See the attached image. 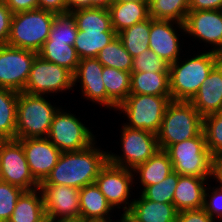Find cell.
<instances>
[{"label":"cell","mask_w":222,"mask_h":222,"mask_svg":"<svg viewBox=\"0 0 222 222\" xmlns=\"http://www.w3.org/2000/svg\"><path fill=\"white\" fill-rule=\"evenodd\" d=\"M84 221L85 219L82 216L48 219V222H84Z\"/></svg>","instance_id":"c3c4849f"},{"label":"cell","mask_w":222,"mask_h":222,"mask_svg":"<svg viewBox=\"0 0 222 222\" xmlns=\"http://www.w3.org/2000/svg\"><path fill=\"white\" fill-rule=\"evenodd\" d=\"M84 222H117L113 220H85Z\"/></svg>","instance_id":"f5cc1de1"},{"label":"cell","mask_w":222,"mask_h":222,"mask_svg":"<svg viewBox=\"0 0 222 222\" xmlns=\"http://www.w3.org/2000/svg\"><path fill=\"white\" fill-rule=\"evenodd\" d=\"M77 32V25L71 12L55 14L46 41H60L66 42L67 45H74Z\"/></svg>","instance_id":"e575fe53"},{"label":"cell","mask_w":222,"mask_h":222,"mask_svg":"<svg viewBox=\"0 0 222 222\" xmlns=\"http://www.w3.org/2000/svg\"><path fill=\"white\" fill-rule=\"evenodd\" d=\"M195 54L185 55L186 59L182 54L176 62L169 65L170 94L173 101H190L219 62L220 54L209 49L202 52L199 50Z\"/></svg>","instance_id":"7a4b0ae2"},{"label":"cell","mask_w":222,"mask_h":222,"mask_svg":"<svg viewBox=\"0 0 222 222\" xmlns=\"http://www.w3.org/2000/svg\"><path fill=\"white\" fill-rule=\"evenodd\" d=\"M134 182L132 169L114 166L109 162L100 170L95 180V184L112 208L122 209L121 214H127L132 206L134 199L130 198Z\"/></svg>","instance_id":"8fae6325"},{"label":"cell","mask_w":222,"mask_h":222,"mask_svg":"<svg viewBox=\"0 0 222 222\" xmlns=\"http://www.w3.org/2000/svg\"><path fill=\"white\" fill-rule=\"evenodd\" d=\"M102 71L103 65L96 58L80 59L73 74L74 87L80 83L83 99L115 111L118 106L107 96Z\"/></svg>","instance_id":"2e32d148"},{"label":"cell","mask_w":222,"mask_h":222,"mask_svg":"<svg viewBox=\"0 0 222 222\" xmlns=\"http://www.w3.org/2000/svg\"><path fill=\"white\" fill-rule=\"evenodd\" d=\"M96 143L97 140L80 151L62 152L55 167L39 185H65L81 189L95 183L100 170L108 162V150L104 151Z\"/></svg>","instance_id":"6da1fadb"},{"label":"cell","mask_w":222,"mask_h":222,"mask_svg":"<svg viewBox=\"0 0 222 222\" xmlns=\"http://www.w3.org/2000/svg\"><path fill=\"white\" fill-rule=\"evenodd\" d=\"M203 129V117L190 101H171L157 136L160 150L184 140L196 137Z\"/></svg>","instance_id":"3957f363"},{"label":"cell","mask_w":222,"mask_h":222,"mask_svg":"<svg viewBox=\"0 0 222 222\" xmlns=\"http://www.w3.org/2000/svg\"><path fill=\"white\" fill-rule=\"evenodd\" d=\"M189 10H222V0H190Z\"/></svg>","instance_id":"bcb514c9"},{"label":"cell","mask_w":222,"mask_h":222,"mask_svg":"<svg viewBox=\"0 0 222 222\" xmlns=\"http://www.w3.org/2000/svg\"><path fill=\"white\" fill-rule=\"evenodd\" d=\"M68 12H72L81 8H91V0H67Z\"/></svg>","instance_id":"7dc6e473"},{"label":"cell","mask_w":222,"mask_h":222,"mask_svg":"<svg viewBox=\"0 0 222 222\" xmlns=\"http://www.w3.org/2000/svg\"><path fill=\"white\" fill-rule=\"evenodd\" d=\"M96 59L105 67L116 68L125 72H131L132 69L133 58L124 48L118 36L99 51Z\"/></svg>","instance_id":"836d02e7"},{"label":"cell","mask_w":222,"mask_h":222,"mask_svg":"<svg viewBox=\"0 0 222 222\" xmlns=\"http://www.w3.org/2000/svg\"><path fill=\"white\" fill-rule=\"evenodd\" d=\"M190 102L202 117L222 111V65L219 62Z\"/></svg>","instance_id":"d6986e66"},{"label":"cell","mask_w":222,"mask_h":222,"mask_svg":"<svg viewBox=\"0 0 222 222\" xmlns=\"http://www.w3.org/2000/svg\"><path fill=\"white\" fill-rule=\"evenodd\" d=\"M68 111V112H67ZM72 114L61 107L55 113L47 138L61 151H80L88 148L96 141V135Z\"/></svg>","instance_id":"ba28073f"},{"label":"cell","mask_w":222,"mask_h":222,"mask_svg":"<svg viewBox=\"0 0 222 222\" xmlns=\"http://www.w3.org/2000/svg\"><path fill=\"white\" fill-rule=\"evenodd\" d=\"M109 11L112 27L117 34L150 18L148 2H112Z\"/></svg>","instance_id":"cb8c5ba5"},{"label":"cell","mask_w":222,"mask_h":222,"mask_svg":"<svg viewBox=\"0 0 222 222\" xmlns=\"http://www.w3.org/2000/svg\"><path fill=\"white\" fill-rule=\"evenodd\" d=\"M38 8L56 14L68 12L67 0H38Z\"/></svg>","instance_id":"7bdbcfd3"},{"label":"cell","mask_w":222,"mask_h":222,"mask_svg":"<svg viewBox=\"0 0 222 222\" xmlns=\"http://www.w3.org/2000/svg\"><path fill=\"white\" fill-rule=\"evenodd\" d=\"M19 93L0 87V136L16 139V113Z\"/></svg>","instance_id":"f1b7e54d"},{"label":"cell","mask_w":222,"mask_h":222,"mask_svg":"<svg viewBox=\"0 0 222 222\" xmlns=\"http://www.w3.org/2000/svg\"><path fill=\"white\" fill-rule=\"evenodd\" d=\"M47 219L80 216L79 189L65 185H39Z\"/></svg>","instance_id":"ac0fdd59"},{"label":"cell","mask_w":222,"mask_h":222,"mask_svg":"<svg viewBox=\"0 0 222 222\" xmlns=\"http://www.w3.org/2000/svg\"><path fill=\"white\" fill-rule=\"evenodd\" d=\"M169 72V64L154 51L146 49L133 58L131 72Z\"/></svg>","instance_id":"74e56055"},{"label":"cell","mask_w":222,"mask_h":222,"mask_svg":"<svg viewBox=\"0 0 222 222\" xmlns=\"http://www.w3.org/2000/svg\"><path fill=\"white\" fill-rule=\"evenodd\" d=\"M48 95L19 93L16 113V139L46 138L55 113L61 107L52 105ZM57 106V107H56Z\"/></svg>","instance_id":"277c9868"},{"label":"cell","mask_w":222,"mask_h":222,"mask_svg":"<svg viewBox=\"0 0 222 222\" xmlns=\"http://www.w3.org/2000/svg\"><path fill=\"white\" fill-rule=\"evenodd\" d=\"M12 13L29 11L38 8V0H3Z\"/></svg>","instance_id":"ee69618b"},{"label":"cell","mask_w":222,"mask_h":222,"mask_svg":"<svg viewBox=\"0 0 222 222\" xmlns=\"http://www.w3.org/2000/svg\"><path fill=\"white\" fill-rule=\"evenodd\" d=\"M0 180L24 191L39 188L32 176L22 144L17 140H4L0 144Z\"/></svg>","instance_id":"7c38bea8"},{"label":"cell","mask_w":222,"mask_h":222,"mask_svg":"<svg viewBox=\"0 0 222 222\" xmlns=\"http://www.w3.org/2000/svg\"><path fill=\"white\" fill-rule=\"evenodd\" d=\"M190 0H149V17L155 20H172L184 23Z\"/></svg>","instance_id":"1f68e13d"},{"label":"cell","mask_w":222,"mask_h":222,"mask_svg":"<svg viewBox=\"0 0 222 222\" xmlns=\"http://www.w3.org/2000/svg\"><path fill=\"white\" fill-rule=\"evenodd\" d=\"M219 63L222 65V54H220Z\"/></svg>","instance_id":"db71d44e"},{"label":"cell","mask_w":222,"mask_h":222,"mask_svg":"<svg viewBox=\"0 0 222 222\" xmlns=\"http://www.w3.org/2000/svg\"><path fill=\"white\" fill-rule=\"evenodd\" d=\"M24 190L0 180V222H8Z\"/></svg>","instance_id":"f35d334b"},{"label":"cell","mask_w":222,"mask_h":222,"mask_svg":"<svg viewBox=\"0 0 222 222\" xmlns=\"http://www.w3.org/2000/svg\"><path fill=\"white\" fill-rule=\"evenodd\" d=\"M173 164L169 159V155L164 150H158L146 162L137 165L133 169L134 184H141L140 191L149 185L157 184L172 173Z\"/></svg>","instance_id":"7402d4cb"},{"label":"cell","mask_w":222,"mask_h":222,"mask_svg":"<svg viewBox=\"0 0 222 222\" xmlns=\"http://www.w3.org/2000/svg\"><path fill=\"white\" fill-rule=\"evenodd\" d=\"M55 14L40 8L14 13L7 45L38 53L48 39Z\"/></svg>","instance_id":"5b68a950"},{"label":"cell","mask_w":222,"mask_h":222,"mask_svg":"<svg viewBox=\"0 0 222 222\" xmlns=\"http://www.w3.org/2000/svg\"><path fill=\"white\" fill-rule=\"evenodd\" d=\"M4 141V139L0 136V144Z\"/></svg>","instance_id":"11a10c76"},{"label":"cell","mask_w":222,"mask_h":222,"mask_svg":"<svg viewBox=\"0 0 222 222\" xmlns=\"http://www.w3.org/2000/svg\"><path fill=\"white\" fill-rule=\"evenodd\" d=\"M208 181H210V178L179 175L173 196L175 209L179 212L203 208L204 194Z\"/></svg>","instance_id":"ffe728a7"},{"label":"cell","mask_w":222,"mask_h":222,"mask_svg":"<svg viewBox=\"0 0 222 222\" xmlns=\"http://www.w3.org/2000/svg\"><path fill=\"white\" fill-rule=\"evenodd\" d=\"M165 152L179 175L210 178L212 155L203 130L196 137L169 146Z\"/></svg>","instance_id":"52a82bcc"},{"label":"cell","mask_w":222,"mask_h":222,"mask_svg":"<svg viewBox=\"0 0 222 222\" xmlns=\"http://www.w3.org/2000/svg\"><path fill=\"white\" fill-rule=\"evenodd\" d=\"M134 198L127 215L135 222H176L178 211L174 204L160 203L144 198Z\"/></svg>","instance_id":"44dd1931"},{"label":"cell","mask_w":222,"mask_h":222,"mask_svg":"<svg viewBox=\"0 0 222 222\" xmlns=\"http://www.w3.org/2000/svg\"><path fill=\"white\" fill-rule=\"evenodd\" d=\"M46 218L40 188L23 191L8 222H42Z\"/></svg>","instance_id":"d4e9b609"},{"label":"cell","mask_w":222,"mask_h":222,"mask_svg":"<svg viewBox=\"0 0 222 222\" xmlns=\"http://www.w3.org/2000/svg\"><path fill=\"white\" fill-rule=\"evenodd\" d=\"M17 140L23 146L32 176L40 184L55 167L62 152L47 137Z\"/></svg>","instance_id":"e0dca14e"},{"label":"cell","mask_w":222,"mask_h":222,"mask_svg":"<svg viewBox=\"0 0 222 222\" xmlns=\"http://www.w3.org/2000/svg\"><path fill=\"white\" fill-rule=\"evenodd\" d=\"M120 129L122 154H114L109 151L108 162L110 164L133 170L159 150L156 134L147 130L131 129L123 124Z\"/></svg>","instance_id":"9c48e42d"},{"label":"cell","mask_w":222,"mask_h":222,"mask_svg":"<svg viewBox=\"0 0 222 222\" xmlns=\"http://www.w3.org/2000/svg\"><path fill=\"white\" fill-rule=\"evenodd\" d=\"M212 179L216 181V184L219 183L218 187L222 188V152L212 155L210 182Z\"/></svg>","instance_id":"f6af8a7d"},{"label":"cell","mask_w":222,"mask_h":222,"mask_svg":"<svg viewBox=\"0 0 222 222\" xmlns=\"http://www.w3.org/2000/svg\"><path fill=\"white\" fill-rule=\"evenodd\" d=\"M178 180L179 174L173 171L161 182L144 187L138 194L148 200L173 204L174 191Z\"/></svg>","instance_id":"d590c367"},{"label":"cell","mask_w":222,"mask_h":222,"mask_svg":"<svg viewBox=\"0 0 222 222\" xmlns=\"http://www.w3.org/2000/svg\"><path fill=\"white\" fill-rule=\"evenodd\" d=\"M38 55L48 62L66 68L73 74L80 61L74 46L60 41H45Z\"/></svg>","instance_id":"83f0119b"},{"label":"cell","mask_w":222,"mask_h":222,"mask_svg":"<svg viewBox=\"0 0 222 222\" xmlns=\"http://www.w3.org/2000/svg\"><path fill=\"white\" fill-rule=\"evenodd\" d=\"M73 73L64 67L42 59L39 55L34 59L24 93L32 95L59 94L73 91ZM63 91V92H62ZM51 94V95H50Z\"/></svg>","instance_id":"30bf717a"},{"label":"cell","mask_w":222,"mask_h":222,"mask_svg":"<svg viewBox=\"0 0 222 222\" xmlns=\"http://www.w3.org/2000/svg\"><path fill=\"white\" fill-rule=\"evenodd\" d=\"M117 33L115 31H81L78 30L74 48L79 59L96 58L99 51L108 45Z\"/></svg>","instance_id":"4316f807"},{"label":"cell","mask_w":222,"mask_h":222,"mask_svg":"<svg viewBox=\"0 0 222 222\" xmlns=\"http://www.w3.org/2000/svg\"><path fill=\"white\" fill-rule=\"evenodd\" d=\"M211 185L208 183V186H206L203 209L214 220H222V188L216 185L212 187Z\"/></svg>","instance_id":"ab89813d"},{"label":"cell","mask_w":222,"mask_h":222,"mask_svg":"<svg viewBox=\"0 0 222 222\" xmlns=\"http://www.w3.org/2000/svg\"><path fill=\"white\" fill-rule=\"evenodd\" d=\"M113 0H91V8H106L109 9Z\"/></svg>","instance_id":"681fc988"},{"label":"cell","mask_w":222,"mask_h":222,"mask_svg":"<svg viewBox=\"0 0 222 222\" xmlns=\"http://www.w3.org/2000/svg\"><path fill=\"white\" fill-rule=\"evenodd\" d=\"M42 222H48V219L47 218H45Z\"/></svg>","instance_id":"9f6ffc18"},{"label":"cell","mask_w":222,"mask_h":222,"mask_svg":"<svg viewBox=\"0 0 222 222\" xmlns=\"http://www.w3.org/2000/svg\"><path fill=\"white\" fill-rule=\"evenodd\" d=\"M113 2H149V0H113Z\"/></svg>","instance_id":"816d5d0a"},{"label":"cell","mask_w":222,"mask_h":222,"mask_svg":"<svg viewBox=\"0 0 222 222\" xmlns=\"http://www.w3.org/2000/svg\"><path fill=\"white\" fill-rule=\"evenodd\" d=\"M130 94L171 96L169 72H131Z\"/></svg>","instance_id":"484cf974"},{"label":"cell","mask_w":222,"mask_h":222,"mask_svg":"<svg viewBox=\"0 0 222 222\" xmlns=\"http://www.w3.org/2000/svg\"><path fill=\"white\" fill-rule=\"evenodd\" d=\"M12 11L0 0V46L6 45L11 27Z\"/></svg>","instance_id":"60d3db41"},{"label":"cell","mask_w":222,"mask_h":222,"mask_svg":"<svg viewBox=\"0 0 222 222\" xmlns=\"http://www.w3.org/2000/svg\"><path fill=\"white\" fill-rule=\"evenodd\" d=\"M203 132L211 155L222 152V111L203 117Z\"/></svg>","instance_id":"8d00e7d4"},{"label":"cell","mask_w":222,"mask_h":222,"mask_svg":"<svg viewBox=\"0 0 222 222\" xmlns=\"http://www.w3.org/2000/svg\"><path fill=\"white\" fill-rule=\"evenodd\" d=\"M150 18L124 29L117 36L132 58L149 49Z\"/></svg>","instance_id":"d6a6232c"},{"label":"cell","mask_w":222,"mask_h":222,"mask_svg":"<svg viewBox=\"0 0 222 222\" xmlns=\"http://www.w3.org/2000/svg\"><path fill=\"white\" fill-rule=\"evenodd\" d=\"M171 96L129 94L116 109L124 113L127 121L123 125L131 129L147 130L157 134Z\"/></svg>","instance_id":"8992f818"},{"label":"cell","mask_w":222,"mask_h":222,"mask_svg":"<svg viewBox=\"0 0 222 222\" xmlns=\"http://www.w3.org/2000/svg\"><path fill=\"white\" fill-rule=\"evenodd\" d=\"M176 222H217L203 208L182 210L177 214Z\"/></svg>","instance_id":"b9f144b4"},{"label":"cell","mask_w":222,"mask_h":222,"mask_svg":"<svg viewBox=\"0 0 222 222\" xmlns=\"http://www.w3.org/2000/svg\"><path fill=\"white\" fill-rule=\"evenodd\" d=\"M81 31H114L111 14L106 8H81L71 12Z\"/></svg>","instance_id":"f546056e"},{"label":"cell","mask_w":222,"mask_h":222,"mask_svg":"<svg viewBox=\"0 0 222 222\" xmlns=\"http://www.w3.org/2000/svg\"><path fill=\"white\" fill-rule=\"evenodd\" d=\"M37 55V52L7 44L0 46V87L23 92Z\"/></svg>","instance_id":"4fadbf2b"},{"label":"cell","mask_w":222,"mask_h":222,"mask_svg":"<svg viewBox=\"0 0 222 222\" xmlns=\"http://www.w3.org/2000/svg\"><path fill=\"white\" fill-rule=\"evenodd\" d=\"M80 216L85 220H112L114 209L93 183L79 189Z\"/></svg>","instance_id":"603a6c76"},{"label":"cell","mask_w":222,"mask_h":222,"mask_svg":"<svg viewBox=\"0 0 222 222\" xmlns=\"http://www.w3.org/2000/svg\"><path fill=\"white\" fill-rule=\"evenodd\" d=\"M116 220L117 222H135L127 214H122L120 216V220L119 219H116Z\"/></svg>","instance_id":"f907efd6"},{"label":"cell","mask_w":222,"mask_h":222,"mask_svg":"<svg viewBox=\"0 0 222 222\" xmlns=\"http://www.w3.org/2000/svg\"><path fill=\"white\" fill-rule=\"evenodd\" d=\"M183 24L186 37L194 36L211 46V52L222 54V10H189Z\"/></svg>","instance_id":"5bb4252c"},{"label":"cell","mask_w":222,"mask_h":222,"mask_svg":"<svg viewBox=\"0 0 222 222\" xmlns=\"http://www.w3.org/2000/svg\"><path fill=\"white\" fill-rule=\"evenodd\" d=\"M102 78L107 96L119 106L130 94L131 72L103 66Z\"/></svg>","instance_id":"4dcf8cb0"},{"label":"cell","mask_w":222,"mask_h":222,"mask_svg":"<svg viewBox=\"0 0 222 222\" xmlns=\"http://www.w3.org/2000/svg\"><path fill=\"white\" fill-rule=\"evenodd\" d=\"M178 31L185 36L183 23L150 18L149 49L169 65L176 62L184 52L181 49L183 48V44H181L183 40L180 39L181 34H178Z\"/></svg>","instance_id":"9a60e30c"}]
</instances>
